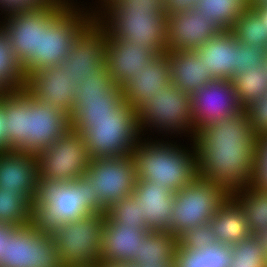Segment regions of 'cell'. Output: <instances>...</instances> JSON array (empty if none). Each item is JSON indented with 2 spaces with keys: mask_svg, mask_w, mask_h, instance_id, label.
<instances>
[{
  "mask_svg": "<svg viewBox=\"0 0 267 267\" xmlns=\"http://www.w3.org/2000/svg\"><path fill=\"white\" fill-rule=\"evenodd\" d=\"M58 2L52 1L31 10L12 11L0 17V26L8 36L11 48L22 67L33 56L38 55L40 20Z\"/></svg>",
  "mask_w": 267,
  "mask_h": 267,
  "instance_id": "cell-17",
  "label": "cell"
},
{
  "mask_svg": "<svg viewBox=\"0 0 267 267\" xmlns=\"http://www.w3.org/2000/svg\"><path fill=\"white\" fill-rule=\"evenodd\" d=\"M39 176L37 155L0 150V189H15L31 205Z\"/></svg>",
  "mask_w": 267,
  "mask_h": 267,
  "instance_id": "cell-21",
  "label": "cell"
},
{
  "mask_svg": "<svg viewBox=\"0 0 267 267\" xmlns=\"http://www.w3.org/2000/svg\"><path fill=\"white\" fill-rule=\"evenodd\" d=\"M192 140L201 178L230 193L253 184L258 137L245 110L198 128Z\"/></svg>",
  "mask_w": 267,
  "mask_h": 267,
  "instance_id": "cell-1",
  "label": "cell"
},
{
  "mask_svg": "<svg viewBox=\"0 0 267 267\" xmlns=\"http://www.w3.org/2000/svg\"><path fill=\"white\" fill-rule=\"evenodd\" d=\"M262 18L265 27L267 28V7H261V8H254Z\"/></svg>",
  "mask_w": 267,
  "mask_h": 267,
  "instance_id": "cell-48",
  "label": "cell"
},
{
  "mask_svg": "<svg viewBox=\"0 0 267 267\" xmlns=\"http://www.w3.org/2000/svg\"><path fill=\"white\" fill-rule=\"evenodd\" d=\"M0 150H5V130H4V121L2 118L1 108H0Z\"/></svg>",
  "mask_w": 267,
  "mask_h": 267,
  "instance_id": "cell-47",
  "label": "cell"
},
{
  "mask_svg": "<svg viewBox=\"0 0 267 267\" xmlns=\"http://www.w3.org/2000/svg\"><path fill=\"white\" fill-rule=\"evenodd\" d=\"M53 1L64 2L68 5H79L80 4V2H78V0H53Z\"/></svg>",
  "mask_w": 267,
  "mask_h": 267,
  "instance_id": "cell-51",
  "label": "cell"
},
{
  "mask_svg": "<svg viewBox=\"0 0 267 267\" xmlns=\"http://www.w3.org/2000/svg\"><path fill=\"white\" fill-rule=\"evenodd\" d=\"M105 52L104 28L94 20L69 47L65 60L58 66L79 85L105 66Z\"/></svg>",
  "mask_w": 267,
  "mask_h": 267,
  "instance_id": "cell-16",
  "label": "cell"
},
{
  "mask_svg": "<svg viewBox=\"0 0 267 267\" xmlns=\"http://www.w3.org/2000/svg\"><path fill=\"white\" fill-rule=\"evenodd\" d=\"M25 75L9 43V38L0 26V92L24 89Z\"/></svg>",
  "mask_w": 267,
  "mask_h": 267,
  "instance_id": "cell-33",
  "label": "cell"
},
{
  "mask_svg": "<svg viewBox=\"0 0 267 267\" xmlns=\"http://www.w3.org/2000/svg\"><path fill=\"white\" fill-rule=\"evenodd\" d=\"M11 224L0 223V260H5L6 239L17 229Z\"/></svg>",
  "mask_w": 267,
  "mask_h": 267,
  "instance_id": "cell-44",
  "label": "cell"
},
{
  "mask_svg": "<svg viewBox=\"0 0 267 267\" xmlns=\"http://www.w3.org/2000/svg\"><path fill=\"white\" fill-rule=\"evenodd\" d=\"M237 41L230 31H221L196 51L204 57L206 69L217 79L235 75Z\"/></svg>",
  "mask_w": 267,
  "mask_h": 267,
  "instance_id": "cell-26",
  "label": "cell"
},
{
  "mask_svg": "<svg viewBox=\"0 0 267 267\" xmlns=\"http://www.w3.org/2000/svg\"><path fill=\"white\" fill-rule=\"evenodd\" d=\"M199 0H165V11L167 15L186 12L196 8Z\"/></svg>",
  "mask_w": 267,
  "mask_h": 267,
  "instance_id": "cell-43",
  "label": "cell"
},
{
  "mask_svg": "<svg viewBox=\"0 0 267 267\" xmlns=\"http://www.w3.org/2000/svg\"><path fill=\"white\" fill-rule=\"evenodd\" d=\"M209 224L217 241L226 245H235L251 235L245 212L231 194L215 211Z\"/></svg>",
  "mask_w": 267,
  "mask_h": 267,
  "instance_id": "cell-27",
  "label": "cell"
},
{
  "mask_svg": "<svg viewBox=\"0 0 267 267\" xmlns=\"http://www.w3.org/2000/svg\"><path fill=\"white\" fill-rule=\"evenodd\" d=\"M229 31L239 43L267 50V28L251 5L241 13Z\"/></svg>",
  "mask_w": 267,
  "mask_h": 267,
  "instance_id": "cell-32",
  "label": "cell"
},
{
  "mask_svg": "<svg viewBox=\"0 0 267 267\" xmlns=\"http://www.w3.org/2000/svg\"><path fill=\"white\" fill-rule=\"evenodd\" d=\"M231 195L243 208L251 235L267 228V190L249 184L231 192Z\"/></svg>",
  "mask_w": 267,
  "mask_h": 267,
  "instance_id": "cell-30",
  "label": "cell"
},
{
  "mask_svg": "<svg viewBox=\"0 0 267 267\" xmlns=\"http://www.w3.org/2000/svg\"><path fill=\"white\" fill-rule=\"evenodd\" d=\"M148 232L116 223L105 213L101 238L102 263H130L138 256L139 241Z\"/></svg>",
  "mask_w": 267,
  "mask_h": 267,
  "instance_id": "cell-24",
  "label": "cell"
},
{
  "mask_svg": "<svg viewBox=\"0 0 267 267\" xmlns=\"http://www.w3.org/2000/svg\"><path fill=\"white\" fill-rule=\"evenodd\" d=\"M214 243L218 241L209 223L196 225L178 237V245L190 249H201Z\"/></svg>",
  "mask_w": 267,
  "mask_h": 267,
  "instance_id": "cell-38",
  "label": "cell"
},
{
  "mask_svg": "<svg viewBox=\"0 0 267 267\" xmlns=\"http://www.w3.org/2000/svg\"><path fill=\"white\" fill-rule=\"evenodd\" d=\"M139 242L138 256L130 262L132 266L173 264L178 237L171 232L149 231Z\"/></svg>",
  "mask_w": 267,
  "mask_h": 267,
  "instance_id": "cell-28",
  "label": "cell"
},
{
  "mask_svg": "<svg viewBox=\"0 0 267 267\" xmlns=\"http://www.w3.org/2000/svg\"><path fill=\"white\" fill-rule=\"evenodd\" d=\"M232 261L229 267H267V252L254 235L232 245Z\"/></svg>",
  "mask_w": 267,
  "mask_h": 267,
  "instance_id": "cell-36",
  "label": "cell"
},
{
  "mask_svg": "<svg viewBox=\"0 0 267 267\" xmlns=\"http://www.w3.org/2000/svg\"><path fill=\"white\" fill-rule=\"evenodd\" d=\"M30 222L31 205L15 189H0V223L22 227Z\"/></svg>",
  "mask_w": 267,
  "mask_h": 267,
  "instance_id": "cell-35",
  "label": "cell"
},
{
  "mask_svg": "<svg viewBox=\"0 0 267 267\" xmlns=\"http://www.w3.org/2000/svg\"><path fill=\"white\" fill-rule=\"evenodd\" d=\"M105 65L116 86H122L147 66L159 52L147 46L119 41L104 29Z\"/></svg>",
  "mask_w": 267,
  "mask_h": 267,
  "instance_id": "cell-20",
  "label": "cell"
},
{
  "mask_svg": "<svg viewBox=\"0 0 267 267\" xmlns=\"http://www.w3.org/2000/svg\"><path fill=\"white\" fill-rule=\"evenodd\" d=\"M221 31L215 21H208L196 8L167 15V51L197 50Z\"/></svg>",
  "mask_w": 267,
  "mask_h": 267,
  "instance_id": "cell-19",
  "label": "cell"
},
{
  "mask_svg": "<svg viewBox=\"0 0 267 267\" xmlns=\"http://www.w3.org/2000/svg\"><path fill=\"white\" fill-rule=\"evenodd\" d=\"M231 193L218 183L199 175L174 193L170 232L179 237L202 223H209L215 211Z\"/></svg>",
  "mask_w": 267,
  "mask_h": 267,
  "instance_id": "cell-10",
  "label": "cell"
},
{
  "mask_svg": "<svg viewBox=\"0 0 267 267\" xmlns=\"http://www.w3.org/2000/svg\"><path fill=\"white\" fill-rule=\"evenodd\" d=\"M170 65V81L183 92L191 95L200 87L216 80L206 69L204 57L196 50L166 52Z\"/></svg>",
  "mask_w": 267,
  "mask_h": 267,
  "instance_id": "cell-25",
  "label": "cell"
},
{
  "mask_svg": "<svg viewBox=\"0 0 267 267\" xmlns=\"http://www.w3.org/2000/svg\"><path fill=\"white\" fill-rule=\"evenodd\" d=\"M250 3L249 0H199L196 9L208 21H215L224 31H229Z\"/></svg>",
  "mask_w": 267,
  "mask_h": 267,
  "instance_id": "cell-34",
  "label": "cell"
},
{
  "mask_svg": "<svg viewBox=\"0 0 267 267\" xmlns=\"http://www.w3.org/2000/svg\"><path fill=\"white\" fill-rule=\"evenodd\" d=\"M259 245L267 252V228L254 235Z\"/></svg>",
  "mask_w": 267,
  "mask_h": 267,
  "instance_id": "cell-46",
  "label": "cell"
},
{
  "mask_svg": "<svg viewBox=\"0 0 267 267\" xmlns=\"http://www.w3.org/2000/svg\"><path fill=\"white\" fill-rule=\"evenodd\" d=\"M253 184L267 190V135L258 138Z\"/></svg>",
  "mask_w": 267,
  "mask_h": 267,
  "instance_id": "cell-41",
  "label": "cell"
},
{
  "mask_svg": "<svg viewBox=\"0 0 267 267\" xmlns=\"http://www.w3.org/2000/svg\"><path fill=\"white\" fill-rule=\"evenodd\" d=\"M5 150L38 155L71 130L69 114L25 89L0 92Z\"/></svg>",
  "mask_w": 267,
  "mask_h": 267,
  "instance_id": "cell-2",
  "label": "cell"
},
{
  "mask_svg": "<svg viewBox=\"0 0 267 267\" xmlns=\"http://www.w3.org/2000/svg\"><path fill=\"white\" fill-rule=\"evenodd\" d=\"M137 116L142 137L150 135L153 138L159 136L183 138L184 136V139H192L195 133L191 96L177 88L171 81L162 86L157 94L153 93L152 98L137 110ZM156 133L157 136H154Z\"/></svg>",
  "mask_w": 267,
  "mask_h": 267,
  "instance_id": "cell-7",
  "label": "cell"
},
{
  "mask_svg": "<svg viewBox=\"0 0 267 267\" xmlns=\"http://www.w3.org/2000/svg\"><path fill=\"white\" fill-rule=\"evenodd\" d=\"M83 176L99 194L100 205L105 210L132 195L137 182L131 155L120 158H90L88 170Z\"/></svg>",
  "mask_w": 267,
  "mask_h": 267,
  "instance_id": "cell-12",
  "label": "cell"
},
{
  "mask_svg": "<svg viewBox=\"0 0 267 267\" xmlns=\"http://www.w3.org/2000/svg\"><path fill=\"white\" fill-rule=\"evenodd\" d=\"M245 111L258 138L267 135V93L249 105Z\"/></svg>",
  "mask_w": 267,
  "mask_h": 267,
  "instance_id": "cell-40",
  "label": "cell"
},
{
  "mask_svg": "<svg viewBox=\"0 0 267 267\" xmlns=\"http://www.w3.org/2000/svg\"><path fill=\"white\" fill-rule=\"evenodd\" d=\"M95 20L119 41L167 52L165 0H110Z\"/></svg>",
  "mask_w": 267,
  "mask_h": 267,
  "instance_id": "cell-4",
  "label": "cell"
},
{
  "mask_svg": "<svg viewBox=\"0 0 267 267\" xmlns=\"http://www.w3.org/2000/svg\"><path fill=\"white\" fill-rule=\"evenodd\" d=\"M94 1V0H92ZM110 0H95L94 2H89L88 4H90L89 6H87V2H85V4H83V2H81L79 0L80 3L82 4H79L80 6H83L85 9H87L88 11L92 12V13H96L99 9H101L106 3H108ZM95 5V6H94ZM89 7V8H88Z\"/></svg>",
  "mask_w": 267,
  "mask_h": 267,
  "instance_id": "cell-45",
  "label": "cell"
},
{
  "mask_svg": "<svg viewBox=\"0 0 267 267\" xmlns=\"http://www.w3.org/2000/svg\"><path fill=\"white\" fill-rule=\"evenodd\" d=\"M94 213H106L100 197L84 177L72 181L44 179L39 176L31 204L30 224L44 234Z\"/></svg>",
  "mask_w": 267,
  "mask_h": 267,
  "instance_id": "cell-3",
  "label": "cell"
},
{
  "mask_svg": "<svg viewBox=\"0 0 267 267\" xmlns=\"http://www.w3.org/2000/svg\"><path fill=\"white\" fill-rule=\"evenodd\" d=\"M53 0H0V17L12 11L31 10L48 5Z\"/></svg>",
  "mask_w": 267,
  "mask_h": 267,
  "instance_id": "cell-42",
  "label": "cell"
},
{
  "mask_svg": "<svg viewBox=\"0 0 267 267\" xmlns=\"http://www.w3.org/2000/svg\"><path fill=\"white\" fill-rule=\"evenodd\" d=\"M231 245L214 243L201 249L176 248L173 267H229L232 261Z\"/></svg>",
  "mask_w": 267,
  "mask_h": 267,
  "instance_id": "cell-29",
  "label": "cell"
},
{
  "mask_svg": "<svg viewBox=\"0 0 267 267\" xmlns=\"http://www.w3.org/2000/svg\"><path fill=\"white\" fill-rule=\"evenodd\" d=\"M264 65L267 67V50H266V54H265V57H264Z\"/></svg>",
  "mask_w": 267,
  "mask_h": 267,
  "instance_id": "cell-53",
  "label": "cell"
},
{
  "mask_svg": "<svg viewBox=\"0 0 267 267\" xmlns=\"http://www.w3.org/2000/svg\"><path fill=\"white\" fill-rule=\"evenodd\" d=\"M105 213L66 223L52 234L63 267L102 265L101 238Z\"/></svg>",
  "mask_w": 267,
  "mask_h": 267,
  "instance_id": "cell-9",
  "label": "cell"
},
{
  "mask_svg": "<svg viewBox=\"0 0 267 267\" xmlns=\"http://www.w3.org/2000/svg\"><path fill=\"white\" fill-rule=\"evenodd\" d=\"M102 267H134L130 263H102Z\"/></svg>",
  "mask_w": 267,
  "mask_h": 267,
  "instance_id": "cell-50",
  "label": "cell"
},
{
  "mask_svg": "<svg viewBox=\"0 0 267 267\" xmlns=\"http://www.w3.org/2000/svg\"><path fill=\"white\" fill-rule=\"evenodd\" d=\"M170 81V65L167 53H158L141 72L121 86L123 101L136 111L157 94Z\"/></svg>",
  "mask_w": 267,
  "mask_h": 267,
  "instance_id": "cell-22",
  "label": "cell"
},
{
  "mask_svg": "<svg viewBox=\"0 0 267 267\" xmlns=\"http://www.w3.org/2000/svg\"><path fill=\"white\" fill-rule=\"evenodd\" d=\"M24 89L43 104H51L70 114L78 93V84L59 66L33 71L25 77Z\"/></svg>",
  "mask_w": 267,
  "mask_h": 267,
  "instance_id": "cell-18",
  "label": "cell"
},
{
  "mask_svg": "<svg viewBox=\"0 0 267 267\" xmlns=\"http://www.w3.org/2000/svg\"><path fill=\"white\" fill-rule=\"evenodd\" d=\"M190 96L194 131L244 110L231 80H213Z\"/></svg>",
  "mask_w": 267,
  "mask_h": 267,
  "instance_id": "cell-15",
  "label": "cell"
},
{
  "mask_svg": "<svg viewBox=\"0 0 267 267\" xmlns=\"http://www.w3.org/2000/svg\"><path fill=\"white\" fill-rule=\"evenodd\" d=\"M177 139L169 140L166 137L139 139L131 152L137 181H150L175 193L199 175L193 140L185 139L188 143L190 141V145L187 144L185 147L179 138Z\"/></svg>",
  "mask_w": 267,
  "mask_h": 267,
  "instance_id": "cell-5",
  "label": "cell"
},
{
  "mask_svg": "<svg viewBox=\"0 0 267 267\" xmlns=\"http://www.w3.org/2000/svg\"><path fill=\"white\" fill-rule=\"evenodd\" d=\"M231 81L245 110L267 93V67L264 64L260 68L251 67L247 71L235 74Z\"/></svg>",
  "mask_w": 267,
  "mask_h": 267,
  "instance_id": "cell-31",
  "label": "cell"
},
{
  "mask_svg": "<svg viewBox=\"0 0 267 267\" xmlns=\"http://www.w3.org/2000/svg\"><path fill=\"white\" fill-rule=\"evenodd\" d=\"M95 20V14L80 5L58 2L41 20L38 55L24 66L25 77L46 67L58 66L65 60L69 47Z\"/></svg>",
  "mask_w": 267,
  "mask_h": 267,
  "instance_id": "cell-6",
  "label": "cell"
},
{
  "mask_svg": "<svg viewBox=\"0 0 267 267\" xmlns=\"http://www.w3.org/2000/svg\"><path fill=\"white\" fill-rule=\"evenodd\" d=\"M90 158H120L131 155L139 139L137 111L123 102L110 118L86 119L76 130Z\"/></svg>",
  "mask_w": 267,
  "mask_h": 267,
  "instance_id": "cell-8",
  "label": "cell"
},
{
  "mask_svg": "<svg viewBox=\"0 0 267 267\" xmlns=\"http://www.w3.org/2000/svg\"><path fill=\"white\" fill-rule=\"evenodd\" d=\"M250 5L253 8L267 7V0H251Z\"/></svg>",
  "mask_w": 267,
  "mask_h": 267,
  "instance_id": "cell-49",
  "label": "cell"
},
{
  "mask_svg": "<svg viewBox=\"0 0 267 267\" xmlns=\"http://www.w3.org/2000/svg\"><path fill=\"white\" fill-rule=\"evenodd\" d=\"M144 267H173V264L146 265Z\"/></svg>",
  "mask_w": 267,
  "mask_h": 267,
  "instance_id": "cell-52",
  "label": "cell"
},
{
  "mask_svg": "<svg viewBox=\"0 0 267 267\" xmlns=\"http://www.w3.org/2000/svg\"><path fill=\"white\" fill-rule=\"evenodd\" d=\"M148 231L170 232L174 193L150 181H137L133 189Z\"/></svg>",
  "mask_w": 267,
  "mask_h": 267,
  "instance_id": "cell-23",
  "label": "cell"
},
{
  "mask_svg": "<svg viewBox=\"0 0 267 267\" xmlns=\"http://www.w3.org/2000/svg\"><path fill=\"white\" fill-rule=\"evenodd\" d=\"M0 267H63L52 234L31 224L18 227L6 239L5 260Z\"/></svg>",
  "mask_w": 267,
  "mask_h": 267,
  "instance_id": "cell-14",
  "label": "cell"
},
{
  "mask_svg": "<svg viewBox=\"0 0 267 267\" xmlns=\"http://www.w3.org/2000/svg\"><path fill=\"white\" fill-rule=\"evenodd\" d=\"M37 159L40 177L66 182L87 172L90 156L82 136L71 129L39 153Z\"/></svg>",
  "mask_w": 267,
  "mask_h": 267,
  "instance_id": "cell-13",
  "label": "cell"
},
{
  "mask_svg": "<svg viewBox=\"0 0 267 267\" xmlns=\"http://www.w3.org/2000/svg\"><path fill=\"white\" fill-rule=\"evenodd\" d=\"M139 200L133 195L123 198L120 202L112 204L106 215L116 223L123 226H132L141 230H148L146 216L142 215Z\"/></svg>",
  "mask_w": 267,
  "mask_h": 267,
  "instance_id": "cell-37",
  "label": "cell"
},
{
  "mask_svg": "<svg viewBox=\"0 0 267 267\" xmlns=\"http://www.w3.org/2000/svg\"><path fill=\"white\" fill-rule=\"evenodd\" d=\"M78 85V93L72 112L70 127L76 130L86 119L110 118L124 102L120 86H116L106 65L99 72H92Z\"/></svg>",
  "mask_w": 267,
  "mask_h": 267,
  "instance_id": "cell-11",
  "label": "cell"
},
{
  "mask_svg": "<svg viewBox=\"0 0 267 267\" xmlns=\"http://www.w3.org/2000/svg\"><path fill=\"white\" fill-rule=\"evenodd\" d=\"M266 50L237 41L235 74L247 71L251 67L260 68L264 64Z\"/></svg>",
  "mask_w": 267,
  "mask_h": 267,
  "instance_id": "cell-39",
  "label": "cell"
}]
</instances>
